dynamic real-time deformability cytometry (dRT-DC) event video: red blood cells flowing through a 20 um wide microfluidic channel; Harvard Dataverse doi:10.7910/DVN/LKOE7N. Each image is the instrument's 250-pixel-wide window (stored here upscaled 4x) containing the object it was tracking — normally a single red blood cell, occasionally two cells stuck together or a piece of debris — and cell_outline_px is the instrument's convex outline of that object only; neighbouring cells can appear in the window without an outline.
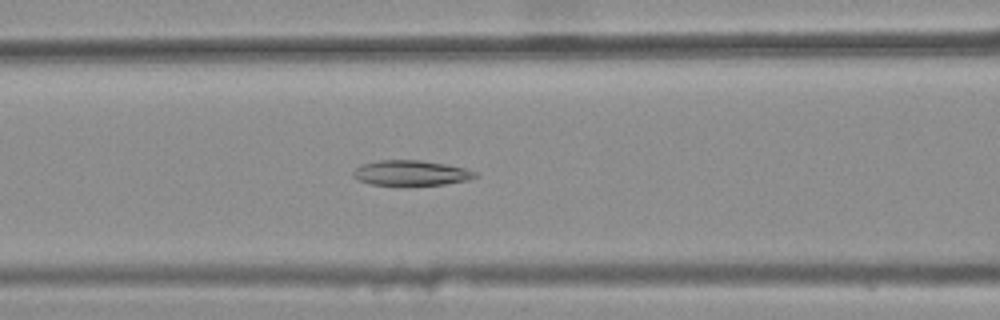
{"species": "common noctule bat (a hibernating species)", "species_latin": "Nyctalus noctula", "temperature_condition": "warm", "stored_images_in_passage": 41, "camera_frame_rate_fps": 3000, "um_per_image_px": 0.085, "animal": {"sex": "female", "body_mass_g": 25.1}, "frame": {"image": 1, "passage_image": 18, "time_ms": 5.667, "image_size_px": [1000, 320], "cell_outline_px": [[476, 176], [468, 180], [444, 184], [408, 188], [404, 188], [368, 184], [356, 180], [352, 176], [352, 172], [356, 168], [364, 164], [380, 160], [416, 160], [444, 164], [464, 168], [476, 172]], "centroid_in_image_um": [34.86, 14.76], "position_along_channel_um": 131.7, "area_um2": 18.61}}
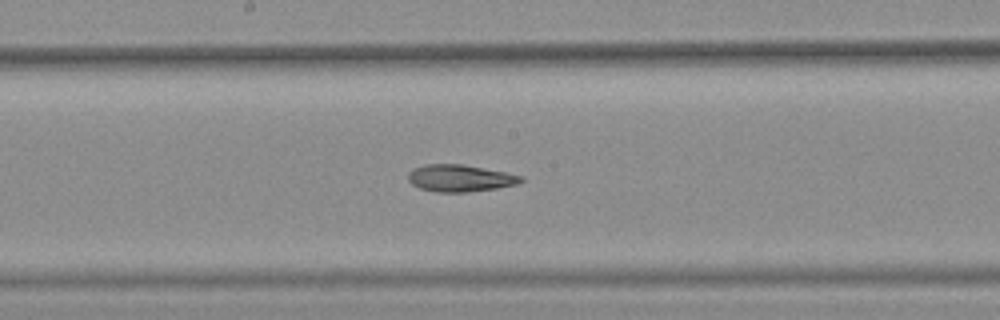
{"frame": {"image": 2, "passage_image": 24, "time_ms": 7.667, "image_size_px": [1000, 320], "cell_outline_px": [[524, 180], [516, 184], [496, 188], [468, 192], [436, 192], [420, 188], [412, 184], [408, 180], [408, 172], [412, 168], [424, 164], [464, 164], [524, 176]], "centroid_in_image_um": [39.07, 15.14], "position_along_channel_um": 209.1, "area_um2": 17.8}}
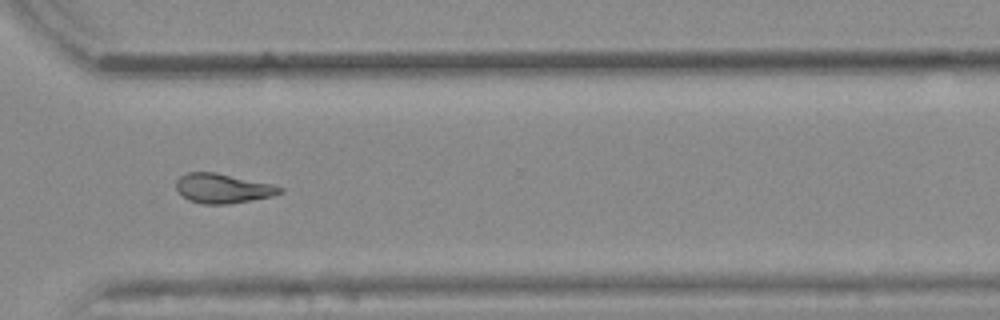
{"frame": {"image": 3, "passage_image": 35, "time_ms": 11.333, "image_size_px": [1000, 320], "cell_outline_px": [[284, 192], [272, 196], [252, 200], [228, 204], [204, 204], [188, 200], [176, 188], [176, 180], [180, 176], [188, 172], [216, 172], [272, 184], [284, 188]], "centroid_in_image_um": [18.95, 16.01], "position_along_channel_um": 351.6, "area_um2": 17.86}, "authors_computed_cell_mechanics": {"area_um2": 18.3226, "velocity_mm_per_s": 3.8749, "shape_relaxation_time_tau1_ms": null, "shape_relaxation_time_tau2_ms": 7.5731, "deformation_change_tau1": null, "deformation_change_tau2": 0.167}}